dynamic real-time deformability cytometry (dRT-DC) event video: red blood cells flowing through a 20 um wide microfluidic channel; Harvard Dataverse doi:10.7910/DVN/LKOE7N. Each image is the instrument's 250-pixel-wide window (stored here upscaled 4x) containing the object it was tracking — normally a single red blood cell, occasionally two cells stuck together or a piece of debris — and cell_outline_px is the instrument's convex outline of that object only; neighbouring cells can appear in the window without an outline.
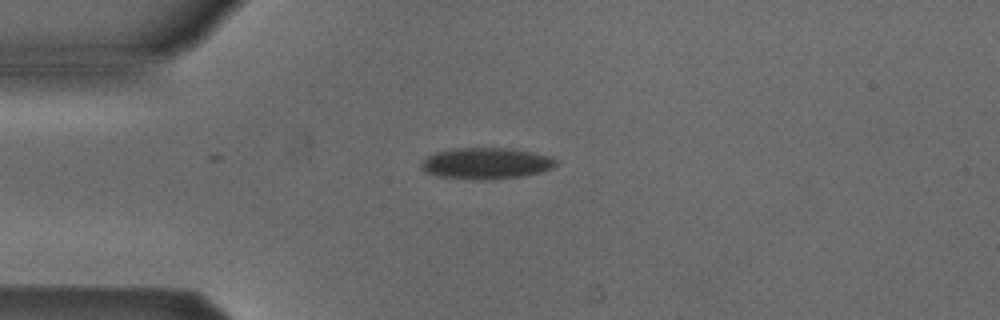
{"species": "Egyptian fruit bat (a non-hibernating species)", "species_latin": "Rousettus aegyptiacus", "temperature_condition": "cold", "stored_images_in_passage": 2, "camera_frame_rate_fps": 3000, "um_per_image_px": 0.085, "animal": {"sex": "male"}, "frame": {"image": 1, "passage_image": 1, "time_ms": 0.0, "image_size_px": [1000, 320], "cell_outline_px": [[556, 164], [552, 168], [540, 172], [520, 176], [480, 180], [436, 176], [424, 172], [420, 168], [420, 164], [428, 156], [436, 152], [456, 148], [504, 148], [532, 152], [548, 156], [556, 160]], "centroid_in_image_um": [41.26, 13.89], "position_along_channel_um": 43.7, "area_um2": 24.28}}
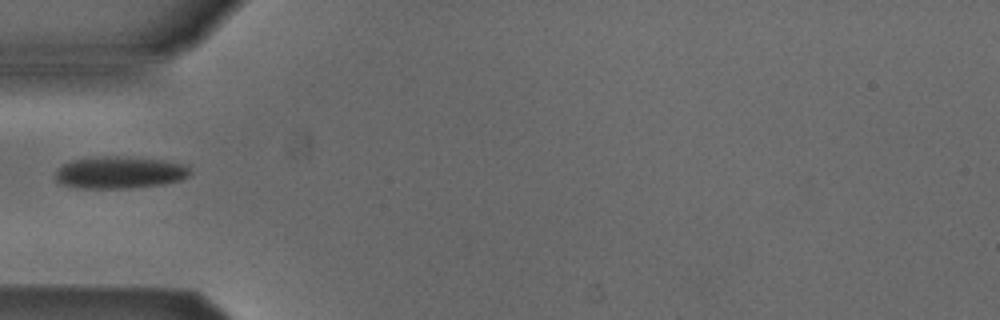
{"frame": {"image": 2, "passage_image": 2, "time_ms": 0.333, "image_size_px": [1000, 320], "cell_outline_px": [[192, 172], [188, 176], [180, 180], [164, 184], [128, 188], [84, 188], [64, 184], [56, 180], [56, 172], [64, 164], [72, 160], [116, 156], [160, 160], [184, 164]], "centroid_in_image_um": [10.22, 14.67], "position_along_channel_um": 74.8, "area_um2": 24.57}}